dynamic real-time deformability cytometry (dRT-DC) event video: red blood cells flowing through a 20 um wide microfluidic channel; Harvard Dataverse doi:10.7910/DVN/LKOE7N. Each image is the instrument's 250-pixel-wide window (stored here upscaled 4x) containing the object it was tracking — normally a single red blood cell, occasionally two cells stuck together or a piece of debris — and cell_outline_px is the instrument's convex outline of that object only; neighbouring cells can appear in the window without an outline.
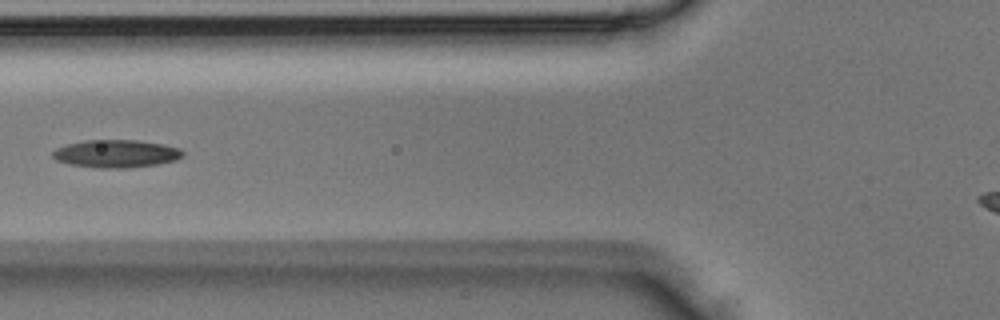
{"species": "Egyptian fruit bat (a non-hibernating species)", "species_latin": "Rousettus aegyptiacus", "temperature_condition": "room temperature", "stored_images_in_passage": 5, "camera_frame_rate_fps": 3000, "um_per_image_px": 0.085, "animal": {"sex": "male"}, "frame": {"image": 1, "passage_image": 5, "time_ms": 1.333, "image_size_px": [1000, 320], "cell_outline_px": [[184, 156], [176, 160], [156, 164], [128, 168], [100, 168], [68, 164], [56, 160], [52, 156], [52, 152], [56, 148], [68, 144], [84, 140], [136, 140], [164, 144], [180, 148], [184, 152]], "centroid_in_image_um": [9.88, 13.06], "position_along_channel_um": 115.9, "area_um2": 21.15}}